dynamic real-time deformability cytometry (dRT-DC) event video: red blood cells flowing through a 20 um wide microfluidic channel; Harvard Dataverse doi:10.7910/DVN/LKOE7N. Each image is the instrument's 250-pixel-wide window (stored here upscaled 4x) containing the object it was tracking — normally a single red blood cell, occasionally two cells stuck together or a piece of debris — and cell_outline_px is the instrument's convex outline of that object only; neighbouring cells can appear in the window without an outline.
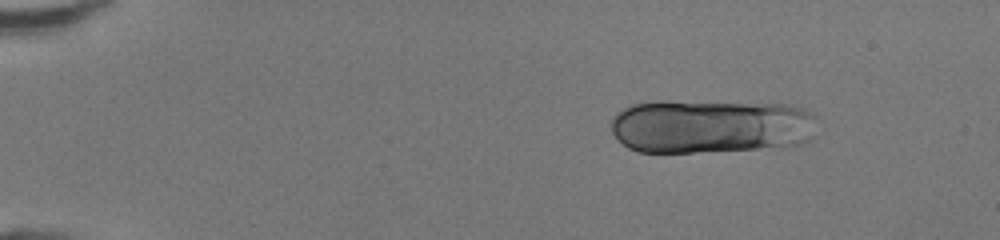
{"species": "human", "species_latin": "Homo sapiens", "temperature_condition": "room temperature", "stored_images_in_passage": 15, "camera_frame_rate_fps": 3000, "um_per_image_px": 0.085, "donor": {"sex": "female"}, "frame": {"image": 1, "passage_image": 3, "time_ms": 0.667, "image_size_px": [1000, 240], "cell_outline_px": [[816, 116], [808, 140], [800, 144], [756, 148], [692, 152], [636, 152], [628, 148], [612, 132], [612, 116], [616, 112], [632, 104], [656, 100], [664, 100], [792, 104]], "centroid_in_image_um": [60.34, 10.7], "position_along_channel_um": 24.7, "area_um2": 65.08}}